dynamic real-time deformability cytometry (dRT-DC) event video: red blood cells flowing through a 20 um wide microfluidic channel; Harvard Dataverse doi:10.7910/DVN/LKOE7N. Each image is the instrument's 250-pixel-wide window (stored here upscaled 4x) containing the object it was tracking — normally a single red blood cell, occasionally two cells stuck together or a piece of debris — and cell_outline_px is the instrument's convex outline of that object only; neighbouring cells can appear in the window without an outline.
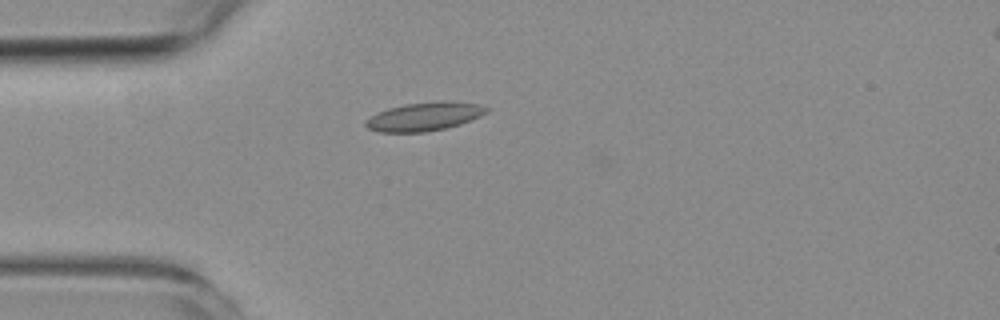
{"species": "common noctule bat (a hibernating species)", "species_latin": "Nyctalus noctula", "temperature_condition": "room temperature", "stored_images_in_passage": 6, "camera_frame_rate_fps": 3000, "um_per_image_px": 0.085, "animal": {"sex": "female", "body_mass_g": 19.3, "forearm_length_mm": 54.1}, "frame": {"image": 1, "passage_image": 5, "time_ms": 5.0, "image_size_px": [1000, 320], "cell_outline_px": [[488, 112], [480, 116], [460, 124], [444, 128], [424, 132], [380, 132], [368, 128], [364, 124], [364, 120], [388, 108], [404, 104], [440, 100], [448, 100], [480, 104], [488, 108]], "centroid_in_image_um": [36.09, 9.89], "position_along_channel_um": 48.9, "area_um2": 20.11}}